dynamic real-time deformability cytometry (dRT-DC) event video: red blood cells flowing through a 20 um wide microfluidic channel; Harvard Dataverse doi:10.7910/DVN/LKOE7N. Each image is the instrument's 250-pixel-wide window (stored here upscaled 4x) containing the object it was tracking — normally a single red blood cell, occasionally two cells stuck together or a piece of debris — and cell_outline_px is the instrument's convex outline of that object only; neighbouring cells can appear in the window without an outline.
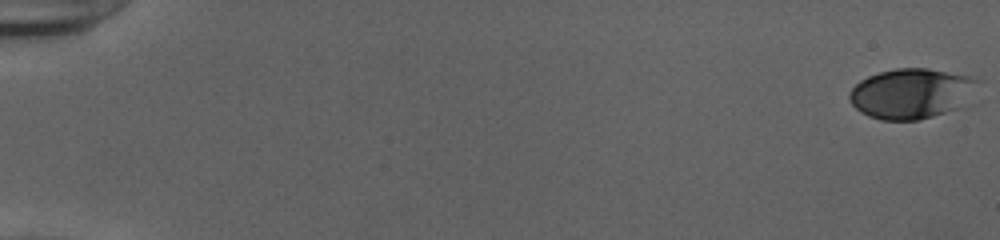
{"species": "human", "species_latin": "Homo sapiens", "temperature_condition": "cold", "stored_images_in_passage": 54, "camera_frame_rate_fps": 3000, "um_per_image_px": 0.085, "donor": {"sex": "female"}, "frame": {"image": 1, "passage_image": 1, "time_ms": 0.0, "image_size_px": [1000, 240], "cell_outline_px": [[984, 80], [960, 108], [932, 116], [916, 120], [880, 120], [868, 116], [860, 112], [852, 104], [848, 96], [848, 92], [860, 80], [868, 76], [880, 72], [896, 68], [928, 68], [968, 76]], "centroid_in_image_um": [77.48, 7.94], "position_along_channel_um": 7.5, "area_um2": 37.74}}
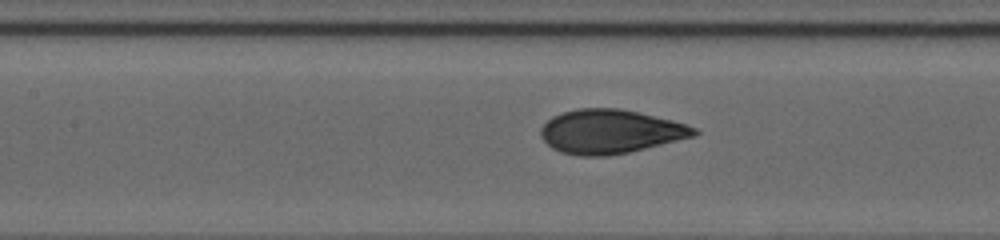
{"frame": {"image": 2, "passage_image": 27, "time_ms": 8.667, "image_size_px": [1000, 240], "cell_outline_px": [[700, 132], [696, 136], [628, 152], [608, 156], [580, 156], [560, 152], [552, 148], [540, 136], [540, 128], [552, 116], [564, 112], [580, 108], [620, 108], [640, 112], [684, 124], [696, 128]], "centroid_in_image_um": [51.86, 11.18], "position_along_channel_um": 155.5, "area_um2": 39.19}}
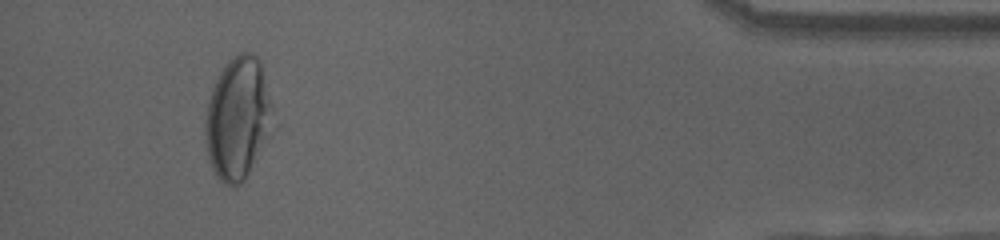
{"frame": {"image": 3, "passage_image": 51, "time_ms": 16.667, "image_size_px": [1000, 240], "cell_outline_px": [[272, 104], [268, 136], [244, 180], [240, 184], [224, 184], [216, 176], [212, 168], [208, 156], [204, 128], [204, 120], [208, 100], [216, 80], [220, 72], [240, 52], [248, 52], [256, 56], [260, 60]], "centroid_in_image_um": [20.18, 10.06], "position_along_channel_um": 415.0, "area_um2": 47.11}, "authors_computed_cell_mechanics": {"area_um2": 38.2347, "velocity_mm_per_s": 3.9044, "shape_relaxation_time_tau1_ms": 3.8917, "shape_relaxation_time_tau2_ms": null, "deformation_change_tau1": 0.1649, "deformation_change_tau2": null}}